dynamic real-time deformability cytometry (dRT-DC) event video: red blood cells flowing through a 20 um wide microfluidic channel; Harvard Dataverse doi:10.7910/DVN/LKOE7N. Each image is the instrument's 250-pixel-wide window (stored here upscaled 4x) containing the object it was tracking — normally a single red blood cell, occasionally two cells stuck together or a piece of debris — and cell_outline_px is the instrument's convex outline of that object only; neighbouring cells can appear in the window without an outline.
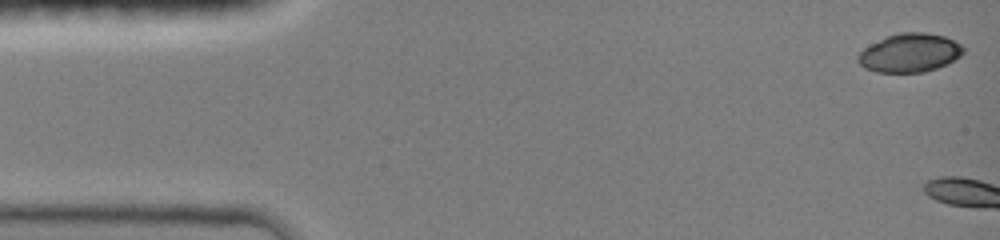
{"species": "common noctule bat (a hibernating species)", "species_latin": "Nyctalus noctula", "temperature_condition": "room temperature", "stored_images_in_passage": 3, "camera_frame_rate_fps": 3000, "um_per_image_px": 0.085, "animal": {"sex": "female", "body_mass_g": 19.0, "forearm_length_mm": 51.5}, "frame": {"image": 1, "passage_image": 1, "time_ms": 0.0, "image_size_px": [1000, 240], "cell_outline_px": [[964, 52], [960, 56], [948, 64], [924, 72], [876, 72], [864, 68], [856, 60], [856, 56], [864, 48], [888, 36], [900, 32], [924, 32], [944, 36], [960, 44], [964, 48]], "centroid_in_image_um": [77.32, 4.5], "position_along_channel_um": 7.7, "area_um2": 23.64}}